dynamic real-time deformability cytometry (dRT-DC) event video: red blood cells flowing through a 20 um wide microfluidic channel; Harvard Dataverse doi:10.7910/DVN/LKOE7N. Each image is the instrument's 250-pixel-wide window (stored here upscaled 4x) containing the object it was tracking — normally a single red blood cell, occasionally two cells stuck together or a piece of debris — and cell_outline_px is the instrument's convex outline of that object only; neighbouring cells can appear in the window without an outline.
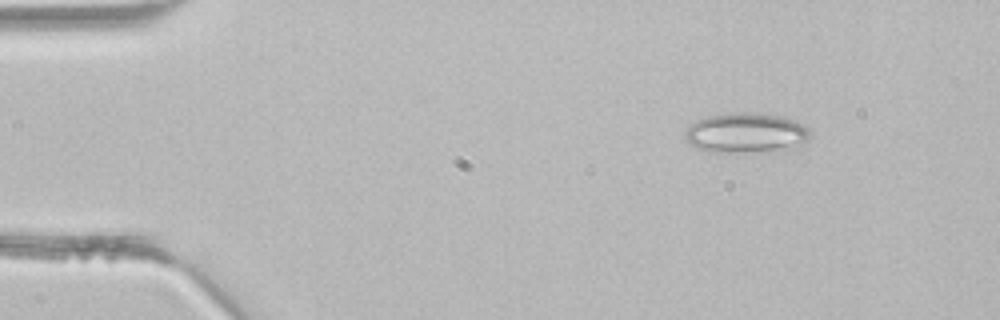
{"species": "common noctule bat (a hibernating species)", "species_latin": "Nyctalus noctula", "temperature_condition": "room temperature", "stored_images_in_passage": 3, "camera_frame_rate_fps": 3000, "um_per_image_px": 0.085, "animal": {"sex": "male", "body_mass_g": 21.5, "forearm_length_mm": 52.0}, "frame": {"image": 1, "passage_image": 2, "time_ms": 0.333, "image_size_px": [1000, 320], "cell_outline_px": [[812, 132], [808, 140], [800, 144], [756, 152], [712, 152], [696, 148], [684, 136], [684, 132], [688, 124], [696, 120], [708, 116], [740, 112], [756, 112], [784, 116], [796, 120], [804, 124]], "centroid_in_image_um": [63.39, 11.26], "position_along_channel_um": 21.6, "area_um2": 29.13}}